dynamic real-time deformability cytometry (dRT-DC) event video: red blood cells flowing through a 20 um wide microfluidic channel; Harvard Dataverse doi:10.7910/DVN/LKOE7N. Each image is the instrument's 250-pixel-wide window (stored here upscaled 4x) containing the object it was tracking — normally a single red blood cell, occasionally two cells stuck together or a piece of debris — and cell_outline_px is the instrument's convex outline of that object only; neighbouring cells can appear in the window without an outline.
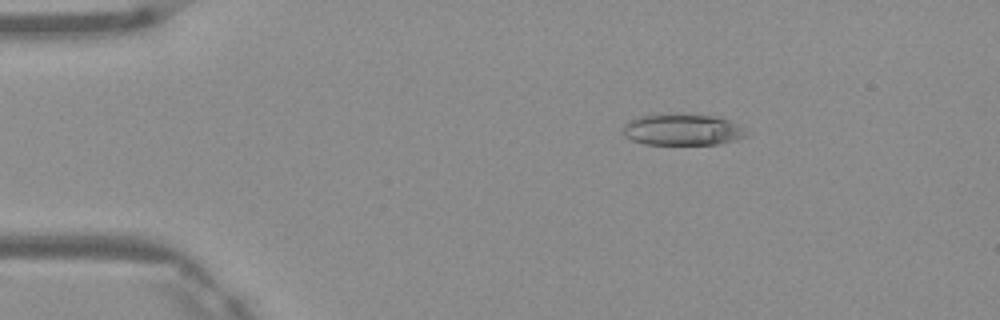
{"species": "Egyptian fruit bat (a non-hibernating species)", "species_latin": "Rousettus aegyptiacus", "temperature_condition": "warm", "stored_images_in_passage": 7, "camera_frame_rate_fps": 3000, "um_per_image_px": 0.085, "frame": {"image": 1, "passage_image": 2, "time_ms": 0.333, "image_size_px": [1000, 320], "cell_outline_px": [[752, 132], [748, 136], [720, 144], [644, 144], [632, 140], [624, 136], [624, 124], [628, 120], [640, 116], [680, 112], [716, 116], [740, 124]], "centroid_in_image_um": [58.08, 11.0], "position_along_channel_um": 26.9, "area_um2": 23.29}}
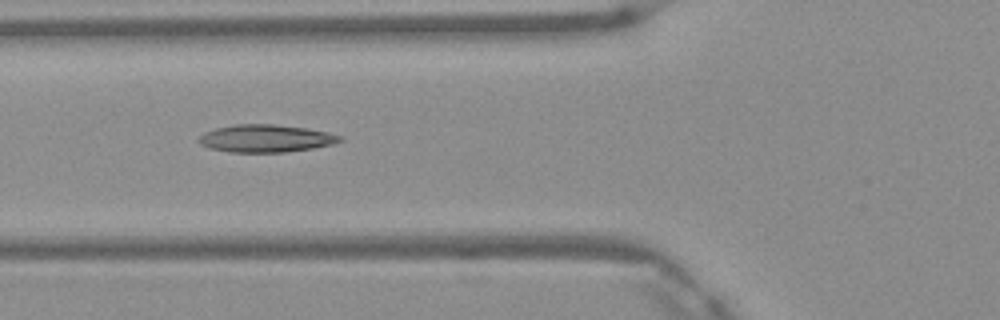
{"frame": {"image": 2, "passage_image": 5, "time_ms": 1.333, "image_size_px": [1000, 320], "cell_outline_px": [[344, 140], [332, 144], [312, 148], [284, 152], [232, 152], [208, 148], [200, 144], [196, 140], [204, 132], [216, 128], [236, 124], [272, 124], [304, 128], [328, 132], [344, 136]], "centroid_in_image_um": [22.58, 11.76], "position_along_channel_um": 103.2, "area_um2": 22.66}}
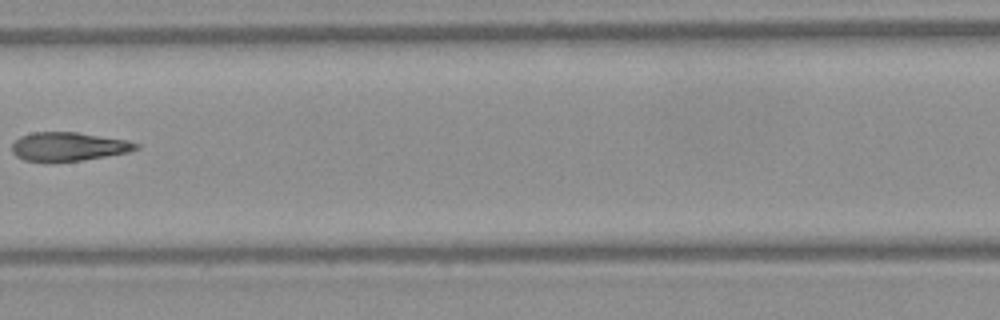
{"frame": {"image": 3, "passage_image": 7, "time_ms": 2.0, "image_size_px": [1000, 320], "cell_outline_px": [[140, 148], [128, 152], [84, 160], [52, 164], [48, 164], [24, 160], [16, 156], [12, 152], [12, 144], [20, 136], [32, 132], [76, 132], [128, 140], [140, 144]], "centroid_in_image_um": [5.79, 12.49], "position_along_channel_um": 201.6, "area_um2": 21.39}}